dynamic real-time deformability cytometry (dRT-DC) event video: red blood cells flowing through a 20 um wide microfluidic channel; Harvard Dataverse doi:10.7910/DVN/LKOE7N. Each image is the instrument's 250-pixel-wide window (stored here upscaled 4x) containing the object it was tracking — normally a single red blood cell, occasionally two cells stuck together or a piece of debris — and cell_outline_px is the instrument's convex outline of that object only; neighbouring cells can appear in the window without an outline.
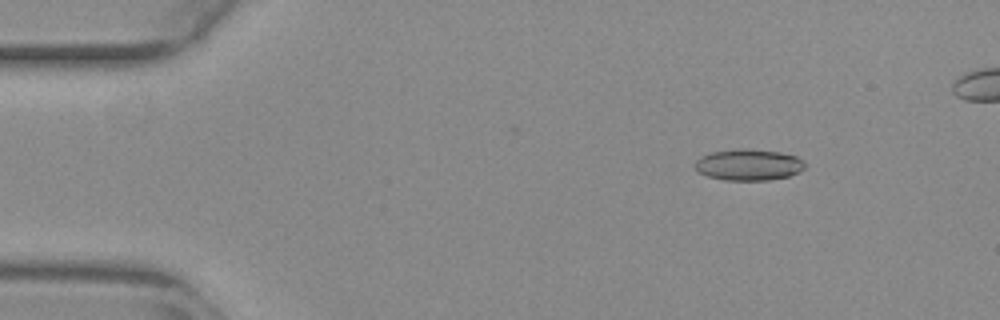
{"species": "common noctule bat (a hibernating species)", "species_latin": "Nyctalus noctula", "temperature_condition": "warm", "stored_images_in_passage": 46, "camera_frame_rate_fps": 3000, "um_per_image_px": 0.085, "animal": {"sex": "female", "body_mass_g": 29.2, "forearm_length_mm": 56.3}, "frame": {"image": 1, "passage_image": 2, "time_ms": 0.333, "image_size_px": [1000, 320], "cell_outline_px": [[804, 168], [800, 172], [788, 176], [768, 180], [724, 180], [708, 176], [700, 172], [692, 164], [700, 156], [712, 152], [736, 148], [748, 148], [780, 152], [796, 156], [804, 160]], "centroid_in_image_um": [63.62, 13.99], "position_along_channel_um": 21.4, "area_um2": 20.23}}
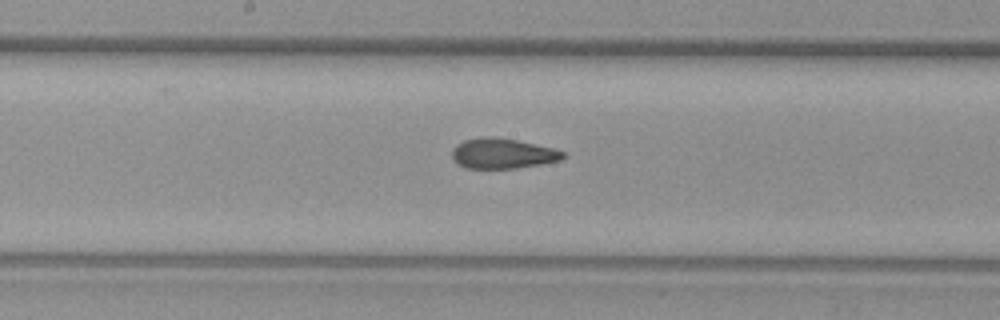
{"frame": {"image": 2, "passage_image": 23, "time_ms": 7.333, "image_size_px": [1000, 320], "cell_outline_px": [[568, 156], [560, 160], [540, 164], [516, 168], [464, 168], [456, 164], [452, 160], [452, 148], [456, 144], [464, 140], [480, 136], [492, 136], [516, 140], [556, 148], [564, 152]], "centroid_in_image_um": [42.7, 13.04], "position_along_channel_um": 205.5, "area_um2": 19.88}}
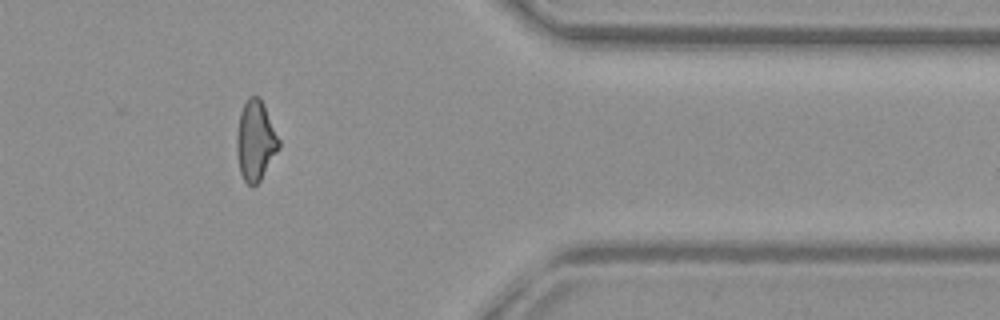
{"frame": {"image": 3, "passage_image": 39, "time_ms": 12.667, "image_size_px": [1000, 320], "cell_outline_px": [[280, 148], [260, 180], [252, 188], [244, 180], [240, 172], [236, 148], [236, 136], [240, 112], [248, 96], [260, 96], [264, 104], [280, 140]], "centroid_in_image_um": [21.72, 11.95], "position_along_channel_um": 389.7, "area_um2": 19.77}}